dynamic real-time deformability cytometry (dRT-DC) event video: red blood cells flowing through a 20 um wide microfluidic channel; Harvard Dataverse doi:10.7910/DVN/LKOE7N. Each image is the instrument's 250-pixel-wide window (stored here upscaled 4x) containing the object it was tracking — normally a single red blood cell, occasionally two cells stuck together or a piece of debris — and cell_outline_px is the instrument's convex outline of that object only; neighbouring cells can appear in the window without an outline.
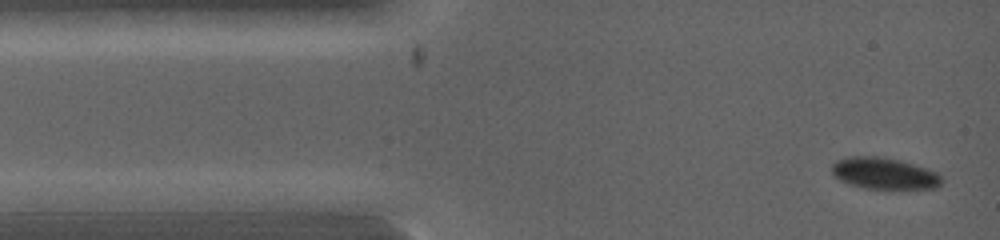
{"species": "common noctule bat (a hibernating species)", "species_latin": "Nyctalus noctula", "temperature_condition": "warm", "stored_images_in_passage": 5, "camera_frame_rate_fps": 5000, "um_per_image_px": 0.085, "animal": {"sex": "female", "body_mass_g": 19.0, "forearm_length_mm": 53.3}, "frame": {"image": 1, "passage_image": 1, "time_ms": 0.0, "image_size_px": [1000, 240], "cell_outline_px": [[944, 180], [936, 188], [864, 188], [848, 184], [840, 180], [832, 172], [832, 164], [836, 160], [848, 156], [876, 156], [900, 160], [928, 168], [936, 172]], "centroid_in_image_um": [75.15, 14.73], "position_along_channel_um": 9.9, "area_um2": 20.11}}
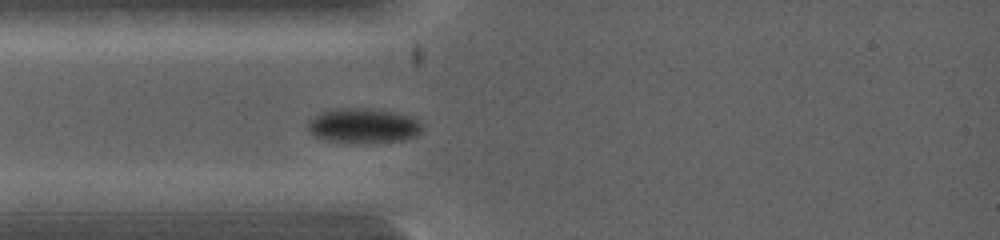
{"frame": {"image": 2, "passage_image": 5, "time_ms": 1.8, "image_size_px": [1000, 240], "cell_outline_px": [[424, 124], [420, 132], [416, 136], [400, 140], [328, 140], [316, 136], [308, 128], [308, 124], [320, 112], [332, 108], [372, 108], [392, 112], [408, 116]], "centroid_in_image_um": [30.91, 10.62], "position_along_channel_um": 54.1, "area_um2": 22.02}}